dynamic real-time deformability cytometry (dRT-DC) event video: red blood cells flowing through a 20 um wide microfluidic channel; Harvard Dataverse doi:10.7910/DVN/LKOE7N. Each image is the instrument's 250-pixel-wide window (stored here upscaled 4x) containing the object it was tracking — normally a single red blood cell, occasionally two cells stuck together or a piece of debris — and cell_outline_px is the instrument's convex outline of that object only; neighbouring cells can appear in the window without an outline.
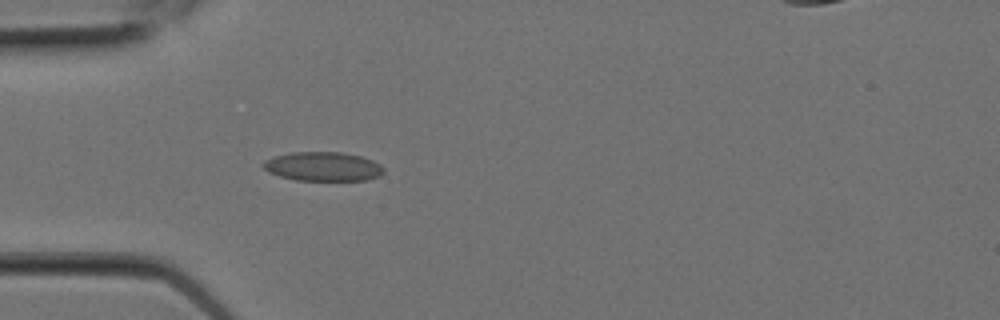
{"species": "Egyptian fruit bat (a non-hibernating species)", "species_latin": "Rousettus aegyptiacus", "temperature_condition": "room temperature", "stored_images_in_passage": 5, "camera_frame_rate_fps": 3000, "um_per_image_px": 0.085, "animal": {"sex": "female"}, "frame": {"image": 1, "passage_image": 5, "time_ms": 1.333, "image_size_px": [1000, 320], "cell_outline_px": [[384, 172], [380, 176], [364, 180], [296, 180], [280, 176], [268, 172], [260, 164], [264, 160], [272, 156], [292, 152], [344, 152], [360, 156], [372, 160], [380, 164], [384, 168]], "centroid_in_image_um": [27.43, 14.14], "position_along_channel_um": 57.6, "area_um2": 20.58}}